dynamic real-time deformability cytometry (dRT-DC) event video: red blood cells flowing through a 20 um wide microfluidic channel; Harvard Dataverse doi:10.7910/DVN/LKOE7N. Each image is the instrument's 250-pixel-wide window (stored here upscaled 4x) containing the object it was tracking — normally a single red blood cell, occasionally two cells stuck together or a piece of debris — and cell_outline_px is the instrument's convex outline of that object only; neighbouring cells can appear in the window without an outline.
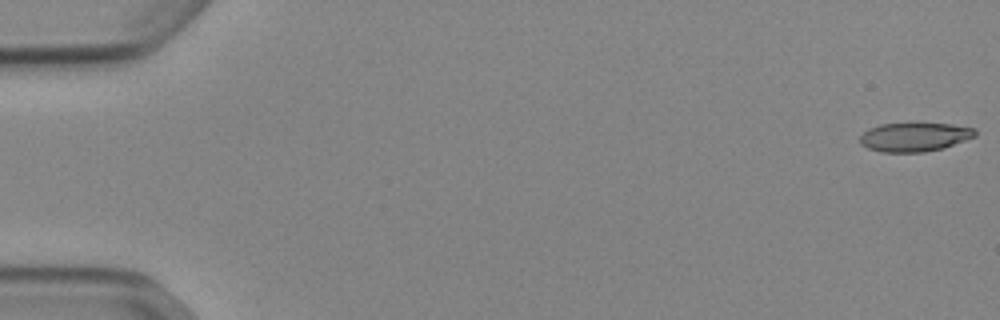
{"species": "Egyptian fruit bat (a non-hibernating species)", "species_latin": "Rousettus aegyptiacus", "temperature_condition": "cold", "stored_images_in_passage": 53, "camera_frame_rate_fps": 3000, "um_per_image_px": 0.085, "animal": {"sex": "female"}, "frame": {"image": 1, "passage_image": 1, "time_ms": 0.0, "image_size_px": [1000, 320], "cell_outline_px": [[976, 136], [944, 148], [924, 152], [880, 152], [868, 148], [860, 144], [860, 136], [868, 128], [880, 124], [952, 124], [976, 128]], "centroid_in_image_um": [77.73, 11.65], "position_along_channel_um": 7.3, "area_um2": 19.36}}
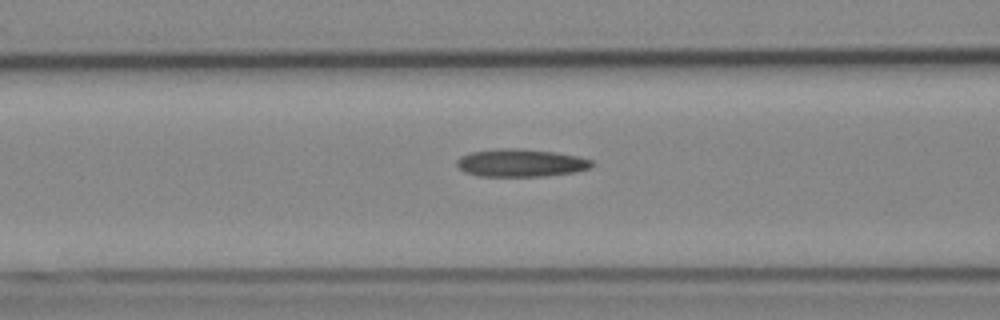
{"frame": {"image": 2, "passage_image": 22, "time_ms": 7.0, "image_size_px": [1000, 320], "cell_outline_px": [[592, 168], [576, 172], [548, 176], [480, 176], [464, 172], [456, 164], [456, 160], [460, 156], [468, 152], [500, 148], [520, 148], [556, 152], [580, 156], [592, 160]], "centroid_in_image_um": [44.28, 13.84], "position_along_channel_um": 122.3, "area_um2": 22.2}}
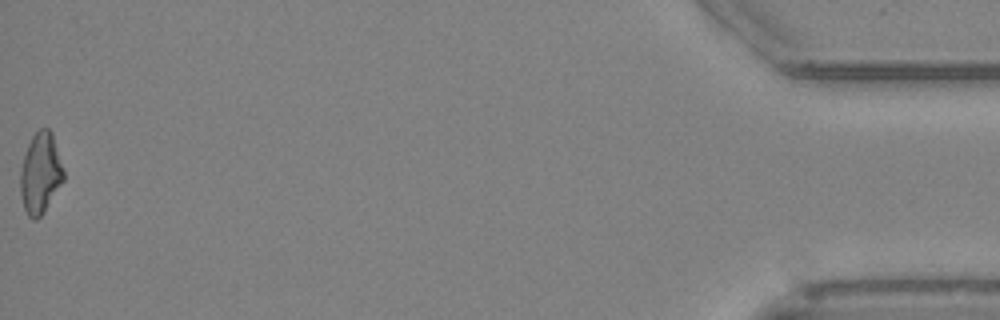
{"frame": {"image": 3, "passage_image": 53, "time_ms": 17.333, "image_size_px": [1000, 320], "cell_outline_px": [[64, 180], [44, 212], [36, 220], [32, 220], [28, 216], [24, 208], [20, 192], [20, 168], [28, 144], [32, 136], [40, 128], [48, 128], [52, 132], [64, 168]], "centroid_in_image_um": [3.44, 14.73], "position_along_channel_um": 431.8, "area_um2": 20.52}, "authors_computed_cell_mechanics": {"area_um2": 20.6346, "velocity_mm_per_s": 3.9069, "shape_relaxation_time_tau1_ms": null, "shape_relaxation_time_tau2_ms": 6.3567, "deformation_change_tau1": null, "deformation_change_tau2": 0.1766}}